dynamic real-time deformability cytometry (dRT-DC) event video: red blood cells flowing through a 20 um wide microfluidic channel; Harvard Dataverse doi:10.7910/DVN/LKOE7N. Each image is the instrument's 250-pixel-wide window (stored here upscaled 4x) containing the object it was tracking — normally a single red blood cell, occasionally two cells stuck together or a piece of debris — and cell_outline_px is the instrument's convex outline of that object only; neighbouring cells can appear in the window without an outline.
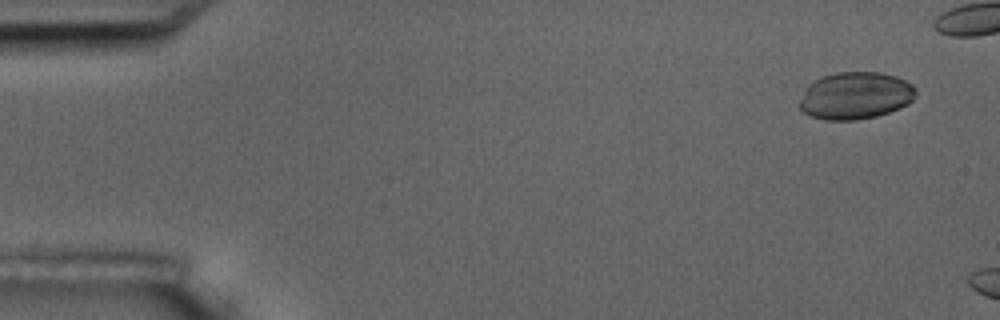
{"species": "common noctule bat (a hibernating species)", "species_latin": "Nyctalus noctula", "temperature_condition": "room temperature", "stored_images_in_passage": 3, "camera_frame_rate_fps": 3000, "um_per_image_px": 0.085, "animal": {"sex": "male", "body_mass_g": 17.5, "forearm_length_mm": 52.3}, "frame": {"image": 1, "passage_image": 1, "time_ms": 0.0, "image_size_px": [1000, 320], "cell_outline_px": [[916, 96], [908, 104], [900, 108], [876, 116], [856, 120], [824, 120], [812, 116], [804, 112], [800, 108], [800, 100], [808, 84], [812, 80], [820, 76], [836, 72], [880, 72], [896, 76], [912, 84], [916, 88]], "centroid_in_image_um": [72.71, 8.12], "position_along_channel_um": 12.3, "area_um2": 32.19}}